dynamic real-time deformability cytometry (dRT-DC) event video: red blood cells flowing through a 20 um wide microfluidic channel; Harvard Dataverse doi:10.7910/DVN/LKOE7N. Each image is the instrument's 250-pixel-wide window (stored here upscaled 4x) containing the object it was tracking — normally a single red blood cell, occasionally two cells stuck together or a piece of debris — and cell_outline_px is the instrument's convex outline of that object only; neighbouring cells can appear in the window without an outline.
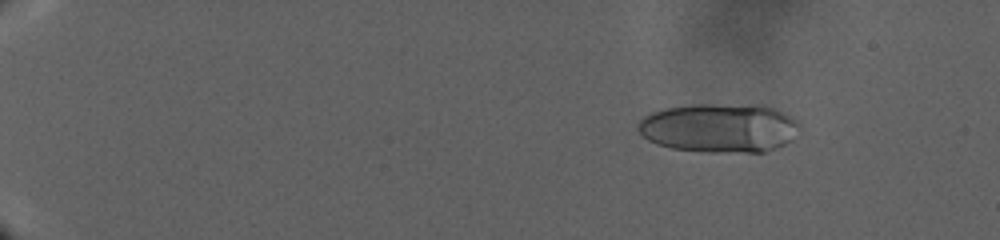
{"species": "human", "species_latin": "Homo sapiens", "temperature_condition": "warm", "stored_images_in_passage": 90, "camera_frame_rate_fps": 3000, "um_per_image_px": 0.085, "donor": {"sex": "male"}, "frame": {"image": 1, "passage_image": 16, "time_ms": 6.0, "image_size_px": [1000, 240], "cell_outline_px": [[804, 128], [792, 140], [776, 148], [764, 152], [708, 152], [672, 148], [656, 144], [648, 140], [636, 128], [636, 124], [644, 116], [652, 112], [664, 108], [692, 104], [760, 104], [772, 108], [792, 116]], "centroid_in_image_um": [61.18, 10.86], "position_along_channel_um": 23.8, "area_um2": 46.93}}
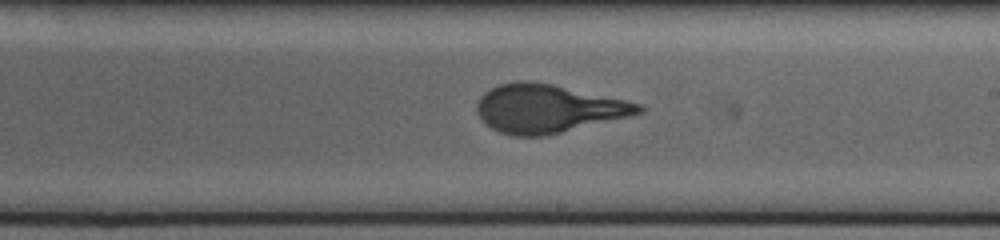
{"frame": {"image": 2, "passage_image": 58, "time_ms": 26.333, "image_size_px": [1000, 240], "cell_outline_px": [[648, 108], [644, 112], [632, 116], [544, 136], [512, 136], [500, 132], [492, 128], [476, 112], [476, 104], [480, 96], [484, 92], [500, 84], [516, 80], [528, 80], [552, 84], [644, 104]], "centroid_in_image_um": [46.61, 9.22], "position_along_channel_um": 242.4, "area_um2": 45.66}}
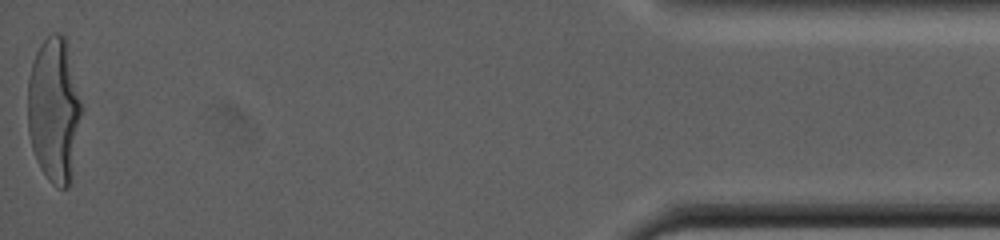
{"frame": {"image": 3, "passage_image": 90, "time_ms": 40.333, "image_size_px": [1000, 240], "cell_outline_px": [[84, 108], [72, 184], [68, 188], [60, 188], [52, 184], [48, 180], [40, 168], [36, 160], [32, 148], [28, 132], [28, 80], [32, 64], [36, 52], [40, 44], [52, 32], [60, 32], [64, 36]], "centroid_in_image_um": [4.64, 9.43], "position_along_channel_um": 430.6, "area_um2": 46.53}}